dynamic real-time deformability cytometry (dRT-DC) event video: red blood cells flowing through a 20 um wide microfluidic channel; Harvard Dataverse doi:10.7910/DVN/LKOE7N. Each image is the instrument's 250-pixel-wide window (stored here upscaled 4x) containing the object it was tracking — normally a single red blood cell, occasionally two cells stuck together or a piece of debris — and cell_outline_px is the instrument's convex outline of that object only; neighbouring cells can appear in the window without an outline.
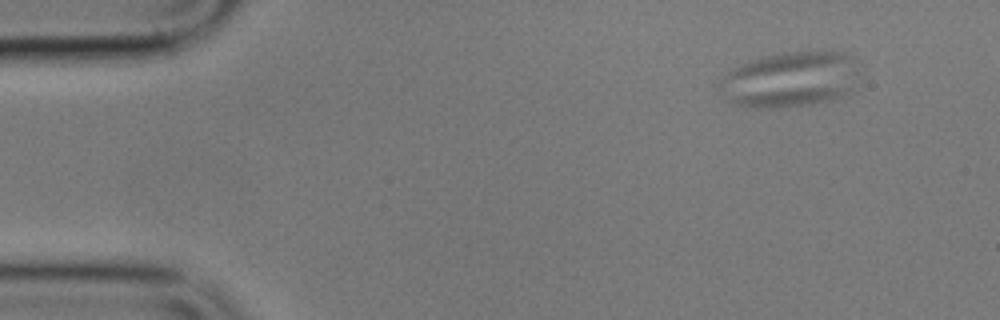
{"species": "common noctule bat (a hibernating species)", "species_latin": "Nyctalus noctula", "temperature_condition": "cold", "stored_images_in_passage": 7, "camera_frame_rate_fps": 3000, "um_per_image_px": 0.085, "animal": {"sex": "male", "body_mass_g": 17.9}, "frame": {"image": 1, "passage_image": 3, "time_ms": 2.333, "image_size_px": [1000, 320], "cell_outline_px": [[848, 92], [832, 100], [812, 104], [780, 108], [756, 108], [740, 104], [728, 100], [728, 96], [744, 92], [844, 84], [848, 84]], "centroid_in_image_um": [67.11, 8.21], "position_along_channel_um": 17.9, "area_um2": 13.29}}